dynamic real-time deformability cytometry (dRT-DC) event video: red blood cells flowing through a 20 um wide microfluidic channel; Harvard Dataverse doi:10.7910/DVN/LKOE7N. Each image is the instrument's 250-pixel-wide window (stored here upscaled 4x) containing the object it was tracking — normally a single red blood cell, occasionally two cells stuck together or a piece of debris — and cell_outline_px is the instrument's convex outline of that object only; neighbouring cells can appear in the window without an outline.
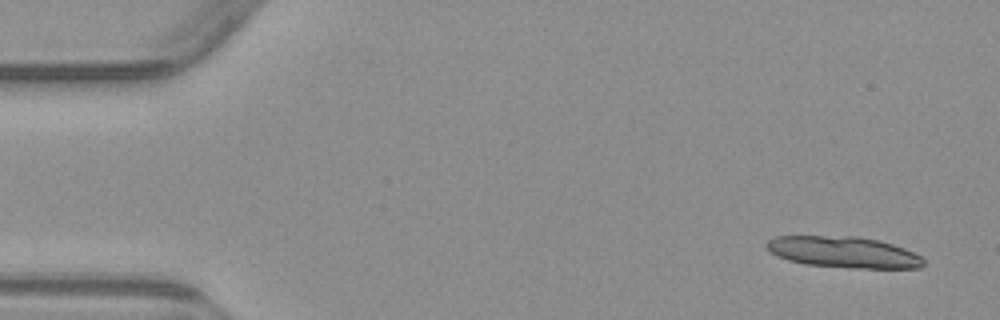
{"species": "common noctule bat (a hibernating species)", "species_latin": "Nyctalus noctula", "temperature_condition": "warm", "stored_images_in_passage": 6, "camera_frame_rate_fps": 3000, "um_per_image_px": 0.085, "animal": {"sex": "male", "body_mass_g": 23.1, "forearm_length_mm": 52.7}, "frame": {"image": 1, "passage_image": 1, "time_ms": 0.0, "image_size_px": [1000, 320], "cell_outline_px": [[924, 264], [920, 268], [848, 268], [804, 264], [788, 260], [776, 256], [764, 248], [764, 244], [772, 236], [856, 236], [880, 240], [904, 248], [920, 256], [924, 260]], "centroid_in_image_um": [71.64, 21.43], "position_along_channel_um": 13.4, "area_um2": 28.9}}